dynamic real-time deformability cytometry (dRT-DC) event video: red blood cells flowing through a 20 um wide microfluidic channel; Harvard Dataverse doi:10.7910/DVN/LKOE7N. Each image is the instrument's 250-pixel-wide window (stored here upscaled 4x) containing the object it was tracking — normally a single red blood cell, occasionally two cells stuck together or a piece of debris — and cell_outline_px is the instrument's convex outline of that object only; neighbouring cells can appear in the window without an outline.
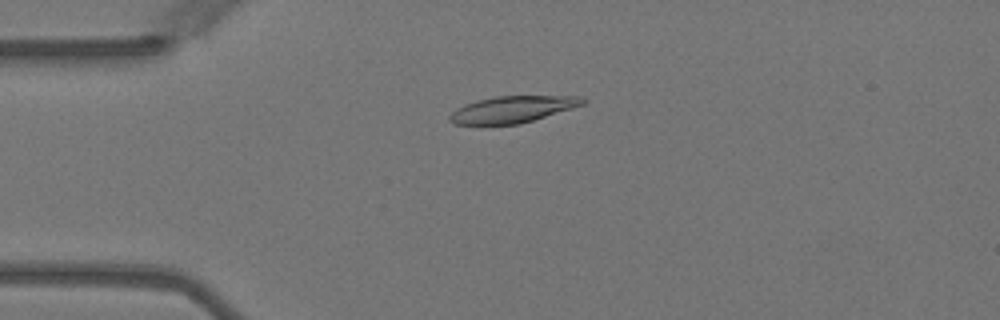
{"species": "Egyptian fruit bat (a non-hibernating species)", "species_latin": "Rousettus aegyptiacus", "temperature_condition": "warm", "stored_images_in_passage": 58, "camera_frame_rate_fps": 3000, "um_per_image_px": 0.085, "animal": {"sex": "female"}, "frame": {"image": 1, "passage_image": 14, "time_ms": 4.333, "image_size_px": [1000, 320], "cell_outline_px": [[588, 100], [584, 104], [572, 108], [520, 124], [452, 124], [448, 120], [448, 116], [456, 108], [464, 104], [496, 96], [580, 96]], "centroid_in_image_um": [43.55, 9.29], "position_along_channel_um": 41.5, "area_um2": 20.52}}
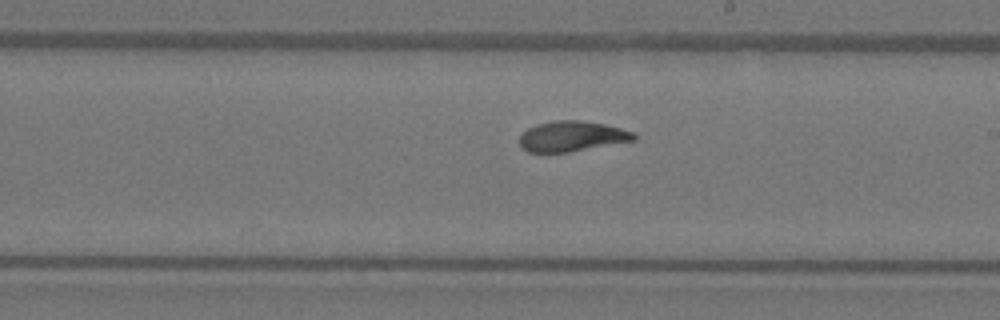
{"frame": {"image": 2, "passage_image": 33, "time_ms": 10.667, "image_size_px": [1000, 320], "cell_outline_px": [[636, 140], [568, 152], [528, 152], [520, 144], [520, 136], [528, 128], [536, 124], [552, 120], [584, 120], [604, 124], [620, 128], [632, 132], [636, 136]], "centroid_in_image_um": [48.61, 11.57], "position_along_channel_um": 240.4, "area_um2": 20.11}}
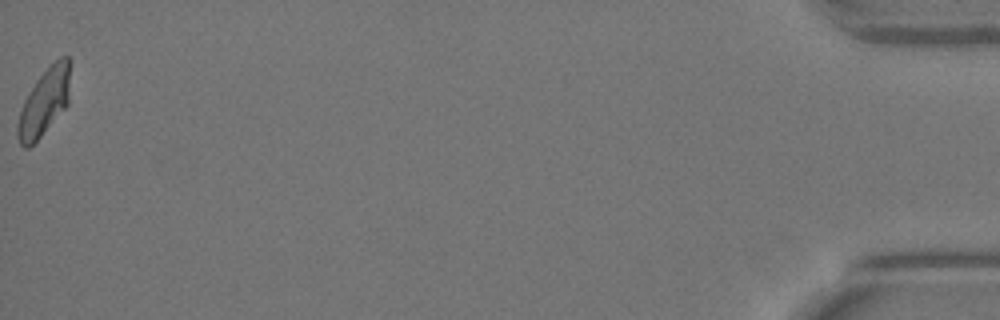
{"frame": {"image": 3, "passage_image": 58, "time_ms": 19.0, "image_size_px": [1000, 320], "cell_outline_px": [[68, 104], [40, 136], [28, 148], [24, 148], [20, 144], [16, 132], [16, 124], [24, 100], [28, 92], [36, 80], [60, 56], [68, 56]], "centroid_in_image_um": [3.71, 8.72], "position_along_channel_um": 431.5, "area_um2": 19.83}, "authors_computed_cell_mechanics": {"area_um2": 20.9236, "velocity_mm_per_s": 3.5093, "shape_relaxation_time_tau1_ms": 5.9517, "shape_relaxation_time_tau2_ms": 0.6153, "deformation_change_tau1": 0.1813, "deformation_change_tau2": 0.0579}}